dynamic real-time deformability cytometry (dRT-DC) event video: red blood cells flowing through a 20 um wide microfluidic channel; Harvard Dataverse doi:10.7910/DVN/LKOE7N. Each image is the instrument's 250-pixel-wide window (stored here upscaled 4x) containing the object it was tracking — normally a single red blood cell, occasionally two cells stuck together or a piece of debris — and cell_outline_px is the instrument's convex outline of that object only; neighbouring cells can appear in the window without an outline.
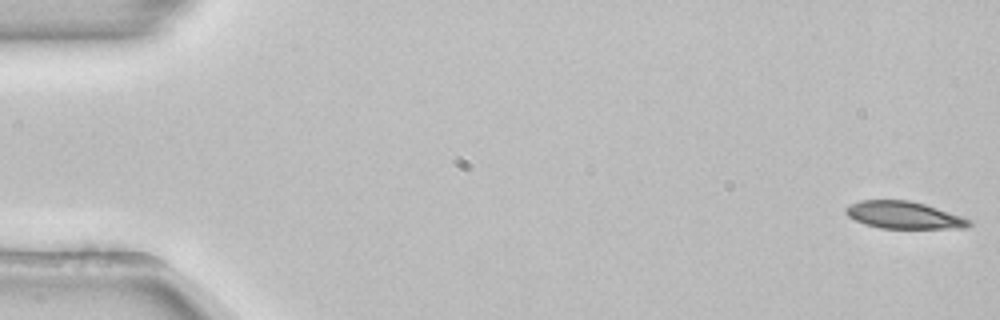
{"species": "common noctule bat (a hibernating species)", "species_latin": "Nyctalus noctula", "temperature_condition": "room temperature", "stored_images_in_passage": 53, "camera_frame_rate_fps": 3000, "um_per_image_px": 0.085, "animal": {"sex": "female", "body_mass_g": 22.7, "forearm_length_mm": 54.2}, "frame": {"image": 1, "passage_image": 1, "time_ms": 0.0, "image_size_px": [1000, 320], "cell_outline_px": [[972, 224], [964, 228], [880, 228], [864, 224], [848, 216], [844, 212], [844, 208], [860, 200], [908, 200], [924, 204], [972, 220]], "centroid_in_image_um": [76.8, 18.28], "position_along_channel_um": 8.2, "area_um2": 19.36}}
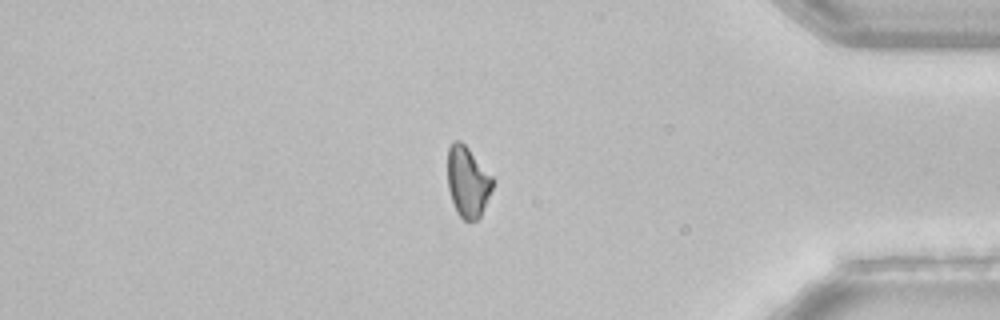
{"frame": {"image": 2, "passage_image": 45, "time_ms": 14.667, "image_size_px": [1000, 320], "cell_outline_px": [[496, 180], [480, 216], [476, 220], [464, 220], [456, 212], [448, 188], [448, 148], [452, 140], [460, 140], [468, 148]], "centroid_in_image_um": [39.76, 15.43], "position_along_channel_um": 395.4, "area_um2": 18.55}}
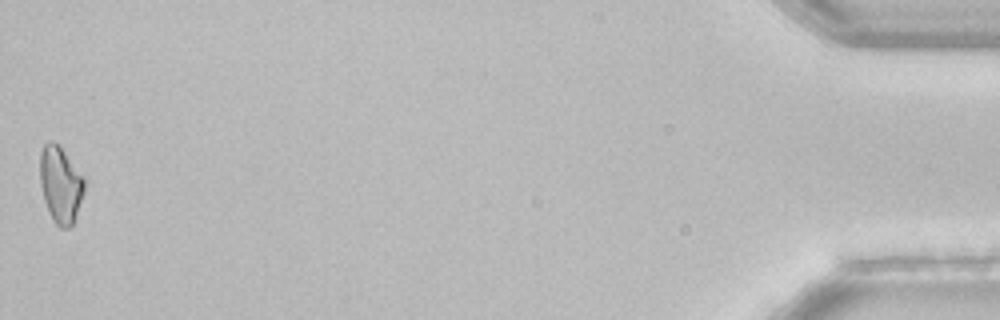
{"frame": {"image": 3, "passage_image": 53, "time_ms": 17.333, "image_size_px": [1000, 320], "cell_outline_px": [[84, 192], [72, 224], [68, 228], [60, 228], [56, 224], [48, 212], [44, 200], [40, 184], [40, 152], [44, 144], [48, 140], [52, 140], [64, 152], [84, 180]], "centroid_in_image_um": [5.1, 15.7], "position_along_channel_um": 430.1, "area_um2": 19.31}}